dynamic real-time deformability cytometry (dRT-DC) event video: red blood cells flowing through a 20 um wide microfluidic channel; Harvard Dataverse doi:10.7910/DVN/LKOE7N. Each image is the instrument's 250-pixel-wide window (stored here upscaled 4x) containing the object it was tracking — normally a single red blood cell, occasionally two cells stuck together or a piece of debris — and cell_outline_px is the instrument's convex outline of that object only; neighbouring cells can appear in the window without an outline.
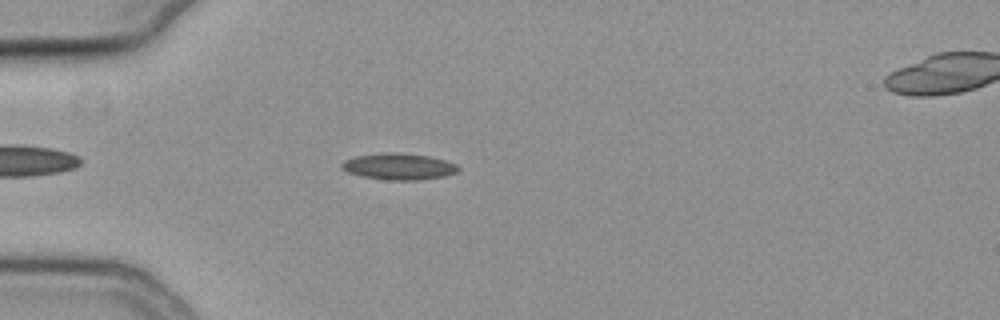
{"species": "common noctule bat (a hibernating species)", "species_latin": "Nyctalus noctula", "temperature_condition": "cold", "stored_images_in_passage": 44, "camera_frame_rate_fps": 3000, "um_per_image_px": 0.085, "animal": {"sex": "female", "body_mass_g": 19.3, "forearm_length_mm": 54.1}, "frame": {"image": 1, "passage_image": 5, "time_ms": 1.333, "image_size_px": [1000, 320], "cell_outline_px": [[460, 168], [456, 172], [444, 176], [420, 180], [384, 180], [360, 176], [348, 172], [340, 168], [340, 164], [344, 160], [356, 156], [388, 152], [428, 156], [444, 160], [456, 164]], "centroid_in_image_um": [33.86, 14.17], "position_along_channel_um": 51.1, "area_um2": 17.86}}
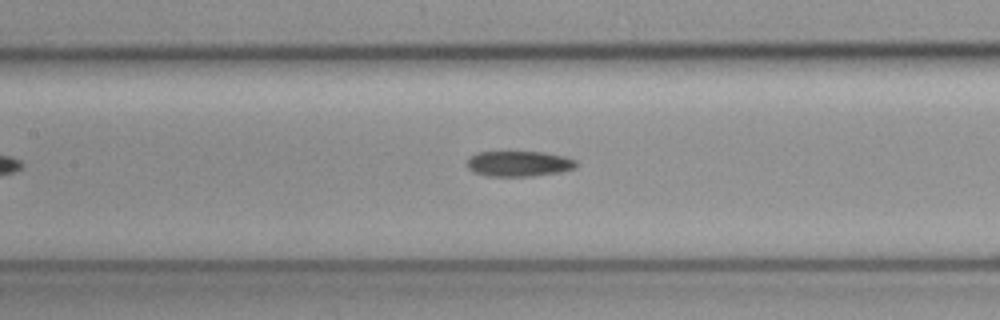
{"frame": {"image": 2, "passage_image": 15, "time_ms": 4.667, "image_size_px": [1000, 320], "cell_outline_px": [[576, 168], [560, 172], [532, 176], [488, 176], [472, 172], [468, 168], [468, 160], [476, 152], [544, 152], [564, 156], [576, 160]], "centroid_in_image_um": [44.12, 13.92], "position_along_channel_um": 163.3, "area_um2": 16.18}}
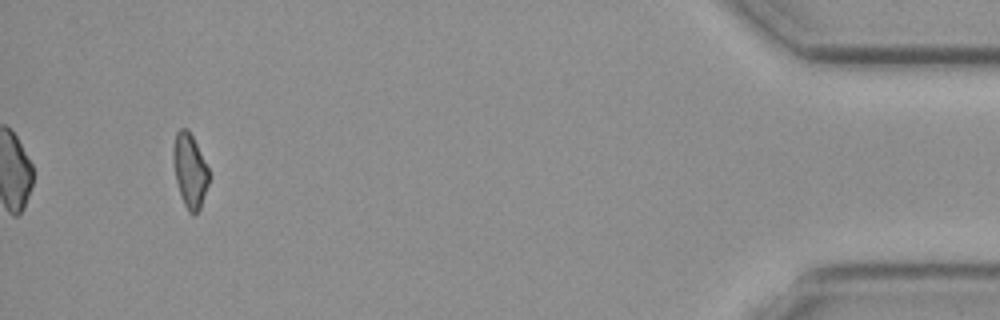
{"frame": {"image": 3, "passage_image": 41, "time_ms": 13.333, "image_size_px": [1000, 320], "cell_outline_px": [[208, 184], [200, 208], [192, 216], [188, 212], [180, 196], [176, 180], [172, 156], [172, 148], [176, 132], [180, 128], [188, 128], [208, 168]], "centroid_in_image_um": [16.11, 14.49], "position_along_channel_um": 419.1, "area_um2": 15.26}}